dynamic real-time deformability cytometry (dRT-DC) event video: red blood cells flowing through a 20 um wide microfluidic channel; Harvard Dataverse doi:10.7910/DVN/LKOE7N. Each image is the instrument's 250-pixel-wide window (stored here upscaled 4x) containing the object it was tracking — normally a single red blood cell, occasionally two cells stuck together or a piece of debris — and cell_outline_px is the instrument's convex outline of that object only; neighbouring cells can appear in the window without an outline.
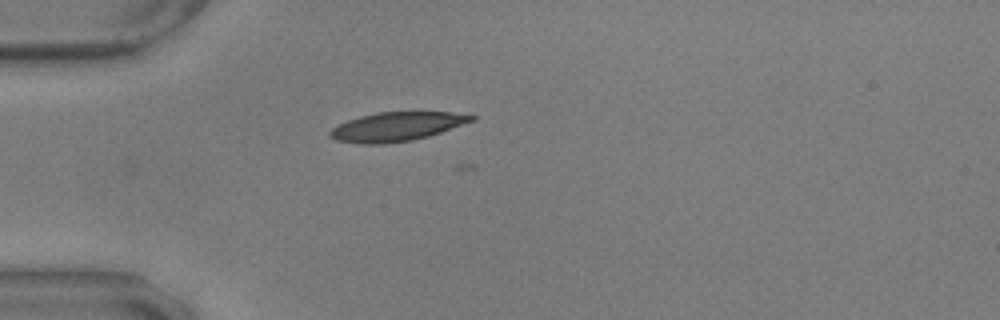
{"species": "common noctule bat (a hibernating species)", "species_latin": "Nyctalus noctula", "temperature_condition": "warm", "stored_images_in_passage": 6, "camera_frame_rate_fps": 3000, "um_per_image_px": 0.085, "animal": {"sex": "male", "body_mass_g": 17.9, "forearm_length_mm": 54.2}, "frame": {"image": 1, "passage_image": 4, "time_ms": 1.0, "image_size_px": [1000, 320], "cell_outline_px": [[476, 120], [428, 136], [412, 140], [384, 144], [364, 144], [336, 140], [328, 136], [328, 132], [332, 128], [348, 120], [360, 116], [376, 112], [452, 112], [476, 116]], "centroid_in_image_um": [33.71, 10.76], "position_along_channel_um": 51.3, "area_um2": 23.81}}